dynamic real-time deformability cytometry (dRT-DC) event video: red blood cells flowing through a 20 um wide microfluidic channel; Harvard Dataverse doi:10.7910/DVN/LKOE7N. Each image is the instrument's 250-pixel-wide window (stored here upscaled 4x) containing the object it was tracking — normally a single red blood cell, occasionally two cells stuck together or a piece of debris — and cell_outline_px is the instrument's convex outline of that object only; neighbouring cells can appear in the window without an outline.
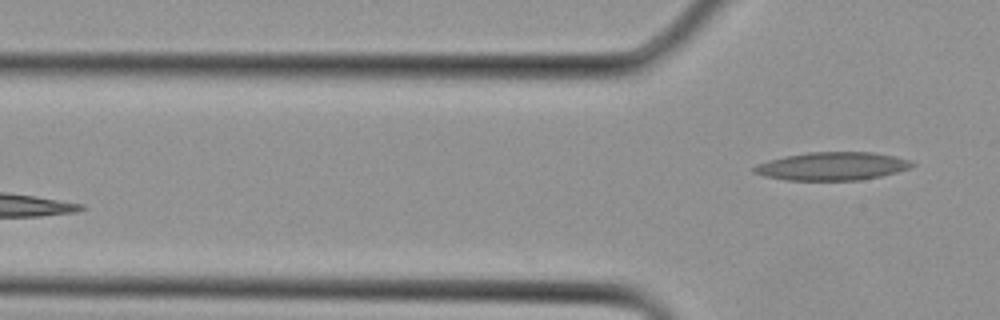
{"species": "Egyptian fruit bat (a non-hibernating species)", "species_latin": "Rousettus aegyptiacus", "temperature_condition": "cold", "stored_images_in_passage": 2, "camera_frame_rate_fps": 3000, "um_per_image_px": 0.085, "animal": {"sex": "female"}, "frame": {"image": 1, "passage_image": 2, "time_ms": 0.333, "image_size_px": [1000, 320], "cell_outline_px": [[916, 164], [908, 168], [896, 172], [880, 176], [860, 180], [784, 180], [764, 176], [752, 172], [752, 168], [756, 164], [768, 160], [784, 156], [808, 152], [872, 152], [892, 156], [908, 160]], "centroid_in_image_um": [70.66, 14.13], "position_along_channel_um": 55.1, "area_um2": 25.84}}